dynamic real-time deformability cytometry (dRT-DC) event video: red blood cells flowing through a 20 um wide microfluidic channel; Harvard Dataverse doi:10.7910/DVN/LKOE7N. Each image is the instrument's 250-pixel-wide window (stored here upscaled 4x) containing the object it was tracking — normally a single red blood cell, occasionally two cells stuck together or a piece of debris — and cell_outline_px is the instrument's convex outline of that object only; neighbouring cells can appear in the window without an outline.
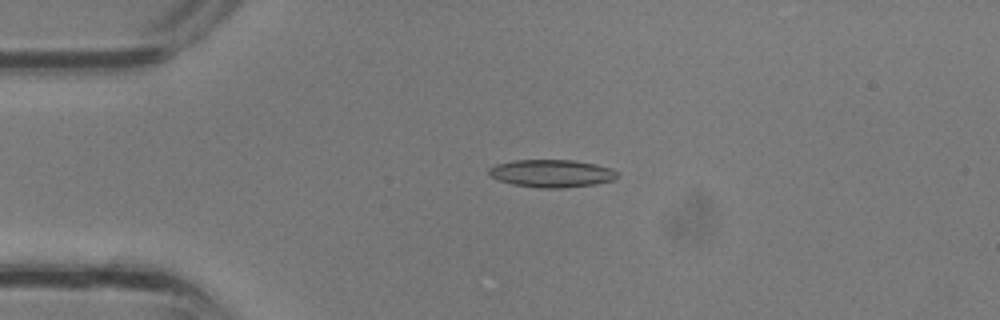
{"species": "common noctule bat (a hibernating species)", "species_latin": "Nyctalus noctula", "temperature_condition": "room temperature", "stored_images_in_passage": 27, "camera_frame_rate_fps": 3000, "um_per_image_px": 0.085, "animal": {"sex": "male", "body_mass_g": 13.3}, "frame": {"image": 1, "passage_image": 1, "time_ms": 0.0, "image_size_px": [1000, 320], "cell_outline_px": [[616, 176], [612, 180], [596, 184], [564, 188], [540, 188], [512, 184], [488, 176], [488, 168], [496, 164], [516, 160], [572, 160], [596, 164], [612, 168], [616, 172]], "centroid_in_image_um": [46.86, 14.74], "position_along_channel_um": 38.1, "area_um2": 20.69}}
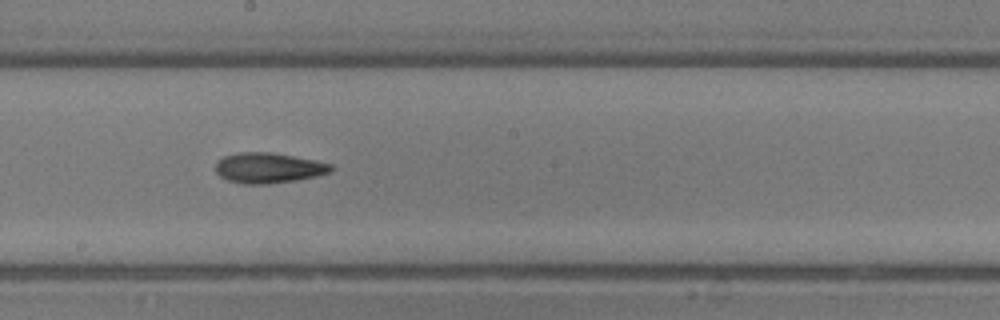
{"frame": {"image": 2, "passage_image": 12, "time_ms": 3.667, "image_size_px": [1000, 320], "cell_outline_px": [[332, 172], [316, 176], [296, 180], [268, 184], [244, 184], [228, 180], [220, 176], [216, 172], [216, 164], [224, 156], [240, 152], [272, 152], [316, 160], [332, 164]], "centroid_in_image_um": [22.85, 14.27], "position_along_channel_um": 225.4, "area_um2": 20.4}}
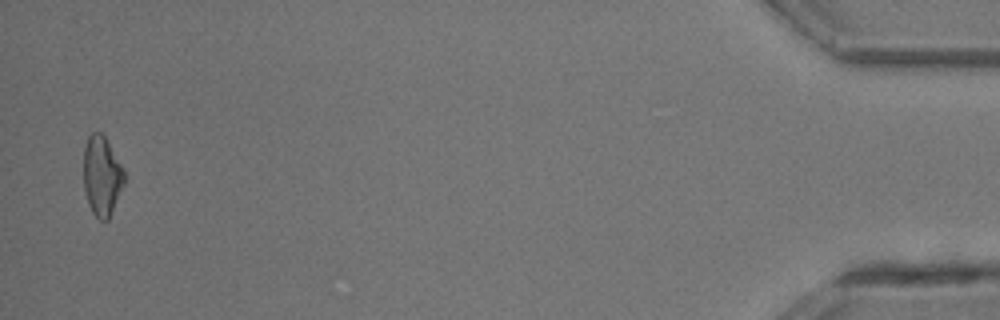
{"frame": {"image": 3, "passage_image": 27, "time_ms": 8.667, "image_size_px": [1000, 320], "cell_outline_px": [[124, 184], [108, 220], [100, 220], [92, 212], [88, 204], [84, 188], [84, 148], [88, 136], [92, 132], [100, 132], [104, 136], [120, 164], [124, 172]], "centroid_in_image_um": [8.64, 14.96], "position_along_channel_um": 426.6, "area_um2": 18.55}}